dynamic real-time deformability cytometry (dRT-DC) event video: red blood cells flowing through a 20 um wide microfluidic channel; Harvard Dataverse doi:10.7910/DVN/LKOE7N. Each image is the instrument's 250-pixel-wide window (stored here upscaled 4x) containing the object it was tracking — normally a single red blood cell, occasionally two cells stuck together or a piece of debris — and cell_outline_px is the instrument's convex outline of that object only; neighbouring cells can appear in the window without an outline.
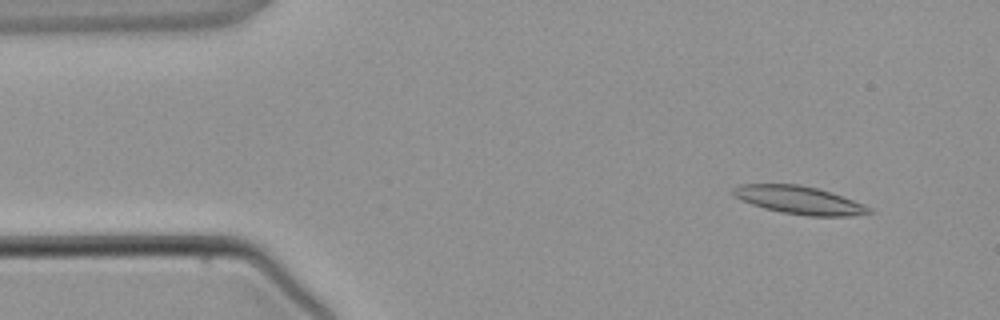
{"species": "common noctule bat (a hibernating species)", "species_latin": "Nyctalus noctula", "temperature_condition": "warm", "stored_images_in_passage": 4, "camera_frame_rate_fps": 3000, "um_per_image_px": 0.085, "animal": {"sex": "male", "body_mass_g": 21.5, "forearm_length_mm": 52.0}, "frame": {"image": 1, "passage_image": 2, "time_ms": 1.0, "image_size_px": [1000, 320], "cell_outline_px": [[876, 212], [852, 216], [808, 216], [780, 212], [764, 208], [752, 204], [736, 196], [732, 192], [732, 188], [740, 184], [800, 184], [816, 188], [864, 204], [872, 208]], "centroid_in_image_um": [67.97, 17.02], "position_along_channel_um": 17.0, "area_um2": 21.96}}
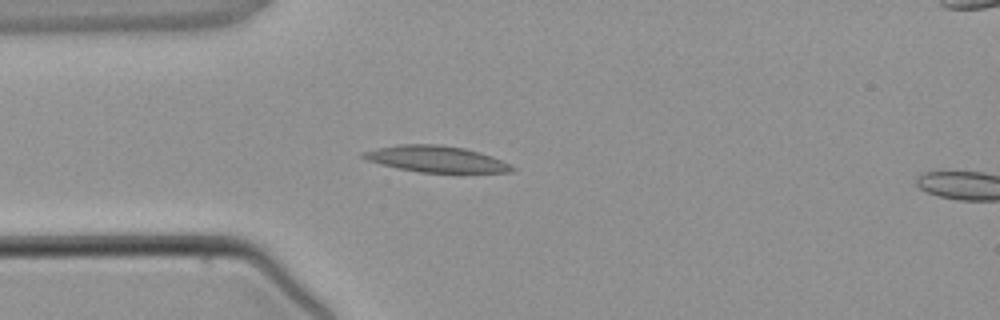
{"frame": {"image": 2, "passage_image": 4, "time_ms": 3.333, "image_size_px": [1000, 320], "cell_outline_px": [[516, 168], [512, 172], [420, 172], [396, 168], [380, 164], [368, 160], [360, 156], [360, 152], [376, 148], [400, 144], [444, 144], [464, 148], [480, 152], [492, 156]], "centroid_in_image_um": [37.02, 13.5], "position_along_channel_um": 48.0, "area_um2": 22.77}}